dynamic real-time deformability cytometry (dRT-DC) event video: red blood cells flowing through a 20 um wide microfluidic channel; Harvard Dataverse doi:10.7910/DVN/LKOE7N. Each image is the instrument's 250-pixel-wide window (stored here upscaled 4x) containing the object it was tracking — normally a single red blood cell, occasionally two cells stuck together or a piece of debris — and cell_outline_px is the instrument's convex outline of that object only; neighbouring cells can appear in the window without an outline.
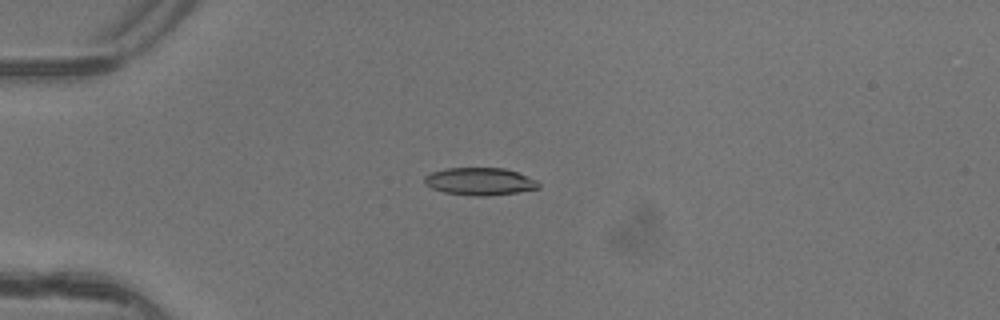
{"species": "common noctule bat (a hibernating species)", "species_latin": "Nyctalus noctula", "temperature_condition": "warm", "stored_images_in_passage": 6, "camera_frame_rate_fps": 3000, "um_per_image_px": 0.085, "animal": {"sex": "female"}, "frame": {"image": 1, "passage_image": 5, "time_ms": 1.333, "image_size_px": [1000, 320], "cell_outline_px": [[540, 188], [516, 192], [488, 196], [472, 196], [444, 192], [432, 188], [424, 184], [424, 176], [432, 172], [444, 168], [504, 168], [516, 172], [536, 180], [540, 184]], "centroid_in_image_um": [40.75, 15.42], "position_along_channel_um": 44.2, "area_um2": 18.26}}